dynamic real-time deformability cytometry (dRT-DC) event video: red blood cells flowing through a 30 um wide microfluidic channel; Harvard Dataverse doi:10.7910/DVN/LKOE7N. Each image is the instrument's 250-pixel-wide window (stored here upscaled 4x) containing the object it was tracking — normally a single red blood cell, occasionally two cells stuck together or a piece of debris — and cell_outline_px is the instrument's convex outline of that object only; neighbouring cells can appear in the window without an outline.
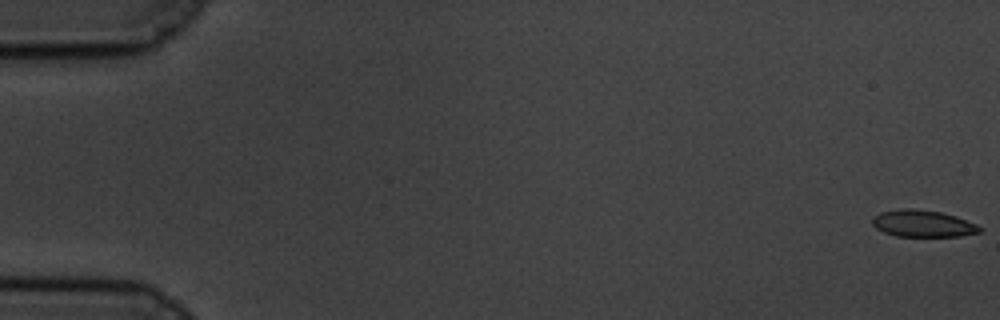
{"species": "common noctule bat (a hibernating species)", "species_latin": "Nyctalus noctula", "temperature_condition": "cold", "stored_images_in_passage": 59, "camera_frame_rate_fps": 3000, "um_per_image_px": 0.085, "animal": {"sex": "male", "body_mass_g": 19.5, "forearm_length_mm": 54.6}, "frame": {"image": 1, "passage_image": 1, "time_ms": 0.0, "image_size_px": [1000, 320], "cell_outline_px": [[984, 228], [980, 232], [960, 236], [896, 236], [884, 232], [876, 228], [872, 224], [872, 216], [880, 212], [900, 208], [912, 208], [940, 212], [956, 216], [976, 224]], "centroid_in_image_um": [78.42, 18.99], "position_along_channel_um": 6.6, "area_um2": 16.88}}
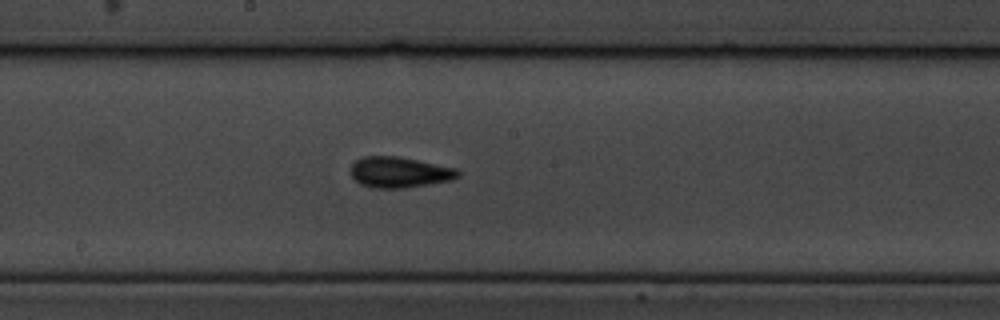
{"frame": {"image": 2, "passage_image": 32, "time_ms": 10.333, "image_size_px": [1000, 320], "cell_outline_px": [[460, 176], [456, 180], [404, 188], [372, 188], [360, 184], [352, 176], [352, 164], [356, 160], [364, 156], [396, 156], [456, 168], [460, 172]], "centroid_in_image_um": [33.99, 14.65], "position_along_channel_um": 214.2, "area_um2": 19.25}}
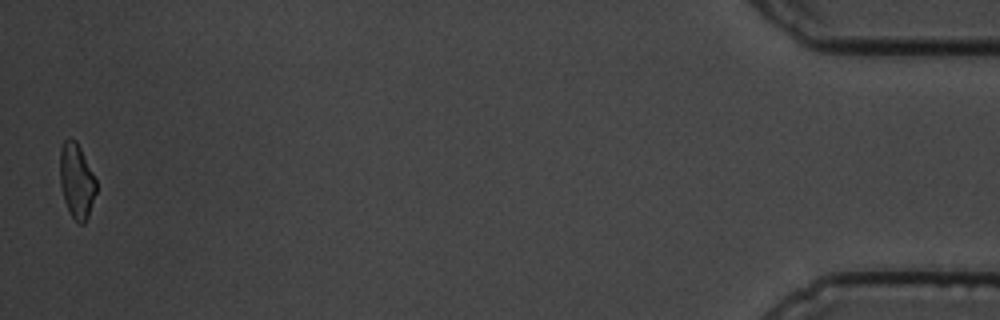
{"frame": {"image": 3, "passage_image": 58, "time_ms": 19.0, "image_size_px": [1000, 320], "cell_outline_px": [[96, 192], [88, 216], [84, 224], [80, 224], [72, 216], [64, 200], [60, 184], [60, 148], [64, 140], [68, 136], [76, 140], [96, 180]], "centroid_in_image_um": [6.5, 15.34], "position_along_channel_um": 428.7, "area_um2": 15.66}, "authors_computed_cell_mechanics": {"area_um2": 17.5712, "velocity_mm_per_s": 3.4881, "shape_relaxation_time_tau1_ms": 3.4921, "shape_relaxation_time_tau2_ms": 3.8905, "deformation_change_tau1": 0.1086, "deformation_change_tau2": 0.1147}}